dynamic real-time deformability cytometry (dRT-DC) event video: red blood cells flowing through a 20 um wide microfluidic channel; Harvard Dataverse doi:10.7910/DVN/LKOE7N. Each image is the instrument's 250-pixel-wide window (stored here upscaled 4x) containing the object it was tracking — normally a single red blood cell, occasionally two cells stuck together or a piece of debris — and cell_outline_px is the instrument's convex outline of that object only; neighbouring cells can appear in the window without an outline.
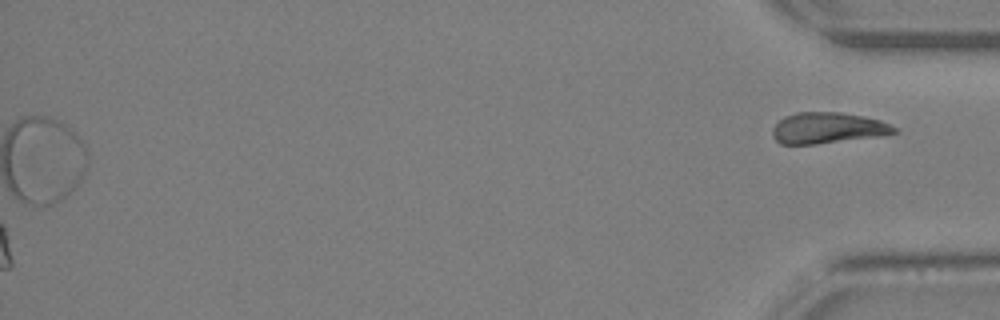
{"species": "Egyptian fruit bat (a non-hibernating species)", "species_latin": "Rousettus aegyptiacus", "temperature_condition": "warm", "stored_images_in_passage": 30, "camera_frame_rate_fps": 3000, "um_per_image_px": 0.085, "animal": {"sex": "female"}, "frame": {"image": 1, "passage_image": 30, "time_ms": 9.667, "image_size_px": [1000, 320], "cell_outline_px": [[900, 132], [884, 136], [816, 144], [780, 144], [772, 136], [772, 128], [784, 116], [796, 112], [840, 112], [864, 116], [880, 120], [896, 128]], "centroid_in_image_um": [70.37, 10.88], "position_along_channel_um": 364.8, "area_um2": 22.25}}